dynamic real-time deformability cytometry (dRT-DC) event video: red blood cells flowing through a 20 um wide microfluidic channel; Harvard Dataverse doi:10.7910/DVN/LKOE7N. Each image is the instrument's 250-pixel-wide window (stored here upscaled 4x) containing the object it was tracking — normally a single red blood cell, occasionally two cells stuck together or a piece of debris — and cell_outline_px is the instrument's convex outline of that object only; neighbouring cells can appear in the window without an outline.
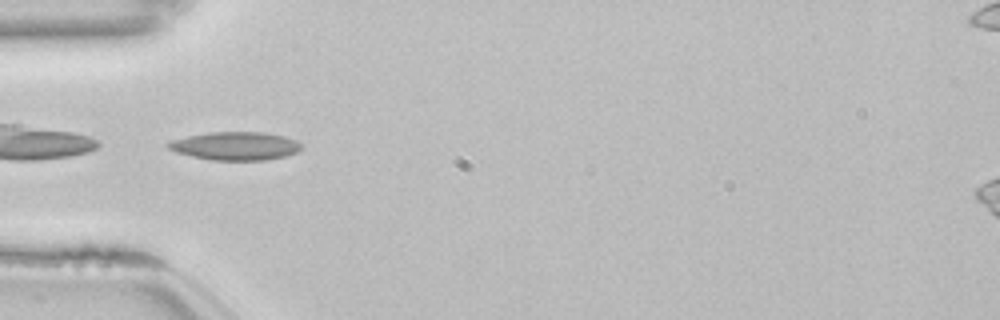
{"species": "common noctule bat (a hibernating species)", "species_latin": "Nyctalus noctula", "temperature_condition": "room temperature", "stored_images_in_passage": 37, "camera_frame_rate_fps": 3000, "um_per_image_px": 0.085, "animal": {"sex": "female", "body_mass_g": 22.7, "forearm_length_mm": 54.2}, "frame": {"image": 1, "passage_image": 1, "time_ms": 0.0, "image_size_px": [1000, 320], "cell_outline_px": [[304, 148], [296, 152], [284, 156], [268, 160], [212, 160], [192, 156], [176, 152], [168, 148], [164, 144], [172, 140], [188, 136], [208, 132], [264, 132], [284, 136], [296, 140]], "centroid_in_image_um": [20.01, 12.4], "position_along_channel_um": 65.0, "area_um2": 21.96}}
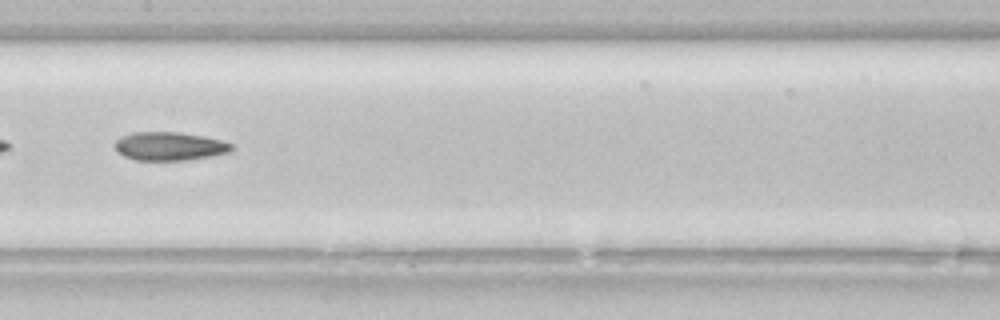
{"frame": {"image": 2, "passage_image": 11, "time_ms": 3.333, "image_size_px": [1000, 320], "cell_outline_px": [[232, 148], [228, 152], [188, 160], [136, 160], [124, 156], [116, 148], [116, 140], [120, 136], [132, 132], [180, 132], [204, 136], [220, 140], [232, 144]], "centroid_in_image_um": [14.38, 12.42], "position_along_channel_um": 193.0, "area_um2": 19.13}, "authors_computed_cell_mechanics": {"area_um2": 19.7098, "velocity_mm_per_s": 3.8588, "shape_relaxation_time_tau1_ms": null, "shape_relaxation_time_tau2_ms": 7.152, "deformation_change_tau1": null, "deformation_change_tau2": 0.168}}